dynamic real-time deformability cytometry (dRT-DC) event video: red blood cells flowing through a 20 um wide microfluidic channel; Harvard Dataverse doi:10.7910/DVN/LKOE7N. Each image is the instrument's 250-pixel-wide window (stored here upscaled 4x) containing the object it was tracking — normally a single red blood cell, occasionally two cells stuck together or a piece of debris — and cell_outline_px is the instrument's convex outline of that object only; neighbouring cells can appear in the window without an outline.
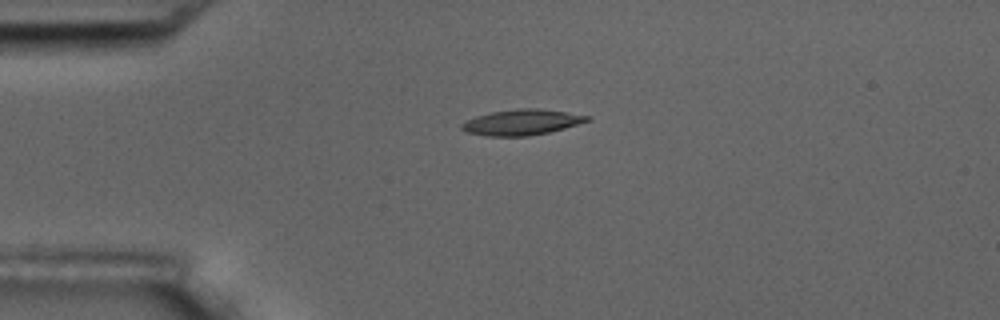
{"species": "common noctule bat (a hibernating species)", "species_latin": "Nyctalus noctula", "temperature_condition": "room temperature", "stored_images_in_passage": 1, "camera_frame_rate_fps": 3000, "um_per_image_px": 0.085, "animal": {"sex": "male", "body_mass_g": 17.5, "forearm_length_mm": 52.3}, "frame": {"image": 1, "passage_image": 1, "time_ms": 0.0, "image_size_px": [1000, 320], "cell_outline_px": [[592, 120], [564, 128], [548, 132], [528, 136], [484, 136], [468, 132], [460, 128], [460, 124], [476, 116], [492, 112], [520, 108], [540, 108], [592, 116]], "centroid_in_image_um": [44.38, 10.39], "position_along_channel_um": 40.6, "area_um2": 18.73}}